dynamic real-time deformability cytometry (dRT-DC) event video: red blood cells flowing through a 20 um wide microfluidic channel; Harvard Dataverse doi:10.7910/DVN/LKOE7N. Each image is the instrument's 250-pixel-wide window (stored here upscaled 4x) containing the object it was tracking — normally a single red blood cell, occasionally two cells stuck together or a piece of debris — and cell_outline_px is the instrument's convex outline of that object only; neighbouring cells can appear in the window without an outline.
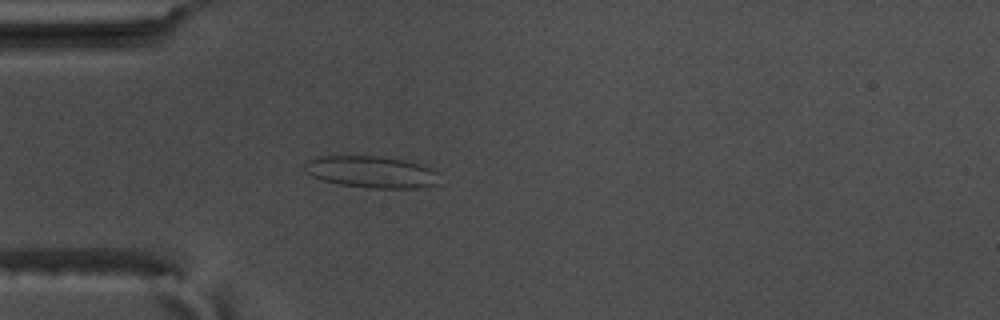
{"species": "common noctule bat (a hibernating species)", "species_latin": "Nyctalus noctula", "temperature_condition": "warm", "stored_images_in_passage": 53, "camera_frame_rate_fps": 3000, "um_per_image_px": 0.085, "animal": {"sex": "male", "body_mass_g": 17.5, "forearm_length_mm": 52.3}, "frame": {"image": 1, "passage_image": 14, "time_ms": 4.333, "image_size_px": [1000, 320], "cell_outline_px": [[440, 184], [416, 188], [368, 188], [340, 184], [324, 180], [312, 176], [304, 168], [304, 164], [308, 160], [316, 156], [384, 156], [404, 160], [420, 164], [432, 168], [436, 172]], "centroid_in_image_um": [31.59, 14.61], "position_along_channel_um": 53.4, "area_um2": 25.03}}
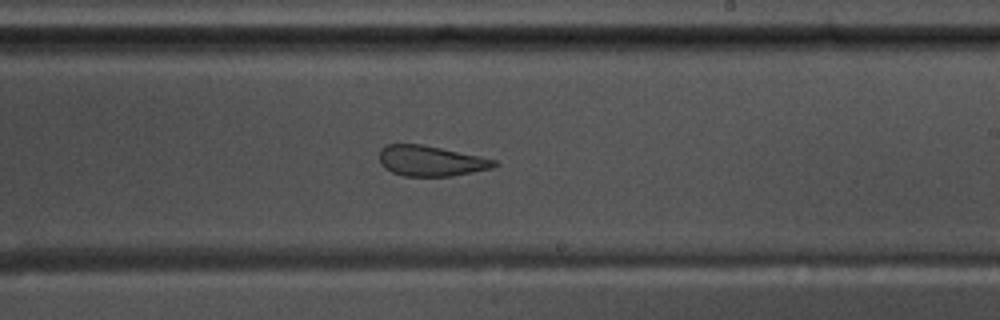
{"frame": {"image": 2, "passage_image": 31, "time_ms": 10.0, "image_size_px": [1000, 320], "cell_outline_px": [[500, 164], [492, 168], [452, 176], [404, 176], [392, 172], [384, 168], [380, 164], [380, 148], [384, 144], [420, 144], [480, 156], [496, 160]], "centroid_in_image_um": [36.6, 13.68], "position_along_channel_um": 252.4, "area_um2": 20.4}}
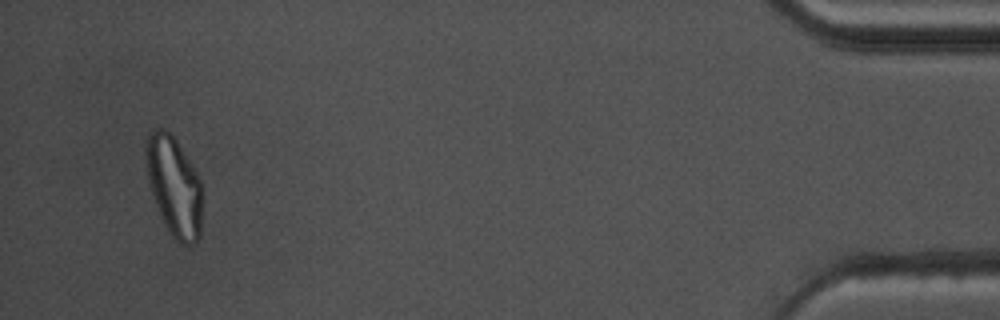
{"frame": {"image": 3, "passage_image": 51, "time_ms": 16.667, "image_size_px": [1000, 320], "cell_outline_px": [[200, 236], [196, 244], [180, 244], [172, 236], [164, 224], [152, 192], [148, 180], [144, 152], [148, 132], [152, 128], [164, 128], [176, 140], [196, 172], [200, 180]], "centroid_in_image_um": [14.76, 15.81], "position_along_channel_um": 420.4, "area_um2": 32.31}, "authors_computed_cell_mechanics": {"area_um2": 25.0274, "velocity_mm_per_s": 3.6697, "shape_relaxation_time_tau1_ms": null, "shape_relaxation_time_tau2_ms": 1.4072, "deformation_change_tau1": null, "deformation_change_tau2": 0.0847}}